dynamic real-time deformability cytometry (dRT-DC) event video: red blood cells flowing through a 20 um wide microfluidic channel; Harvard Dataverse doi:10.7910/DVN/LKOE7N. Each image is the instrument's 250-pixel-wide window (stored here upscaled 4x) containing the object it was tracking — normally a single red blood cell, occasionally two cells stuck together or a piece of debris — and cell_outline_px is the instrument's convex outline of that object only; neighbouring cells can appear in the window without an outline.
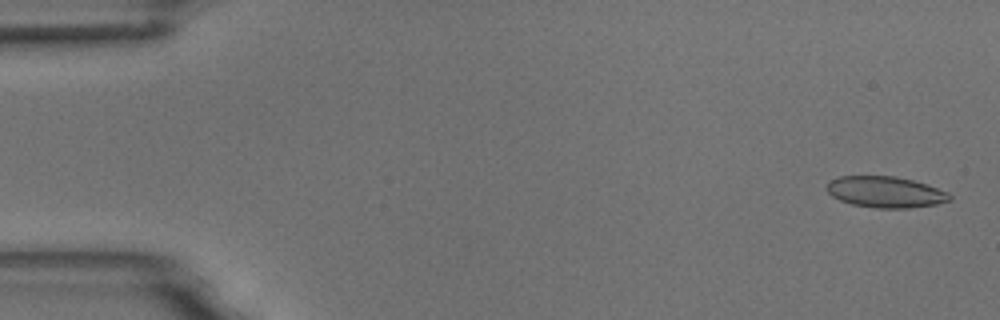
{"species": "common noctule bat (a hibernating species)", "species_latin": "Nyctalus noctula", "temperature_condition": "room temperature", "stored_images_in_passage": 55, "camera_frame_rate_fps": 3000, "um_per_image_px": 0.085, "animal": {"sex": "male", "body_mass_g": 18.8}, "frame": {"image": 1, "passage_image": 2, "time_ms": 0.333, "image_size_px": [1000, 320], "cell_outline_px": [[952, 200], [936, 204], [908, 208], [876, 208], [852, 204], [840, 200], [832, 196], [828, 192], [828, 184], [832, 180], [840, 176], [896, 176], [912, 180], [948, 192], [952, 196]], "centroid_in_image_um": [75.28, 16.33], "position_along_channel_um": 9.7, "area_um2": 22.08}}
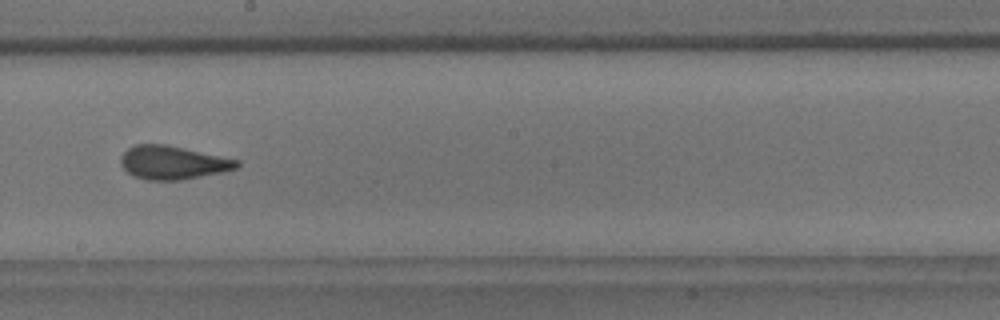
{"frame": {"image": 2, "passage_image": 31, "time_ms": 10.0, "image_size_px": [1000, 320], "cell_outline_px": [[240, 164], [236, 168], [220, 172], [180, 180], [148, 180], [132, 176], [120, 164], [120, 156], [128, 148], [136, 144], [164, 144], [184, 148], [240, 160]], "centroid_in_image_um": [14.65, 13.81], "position_along_channel_um": 233.6, "area_um2": 22.48}}
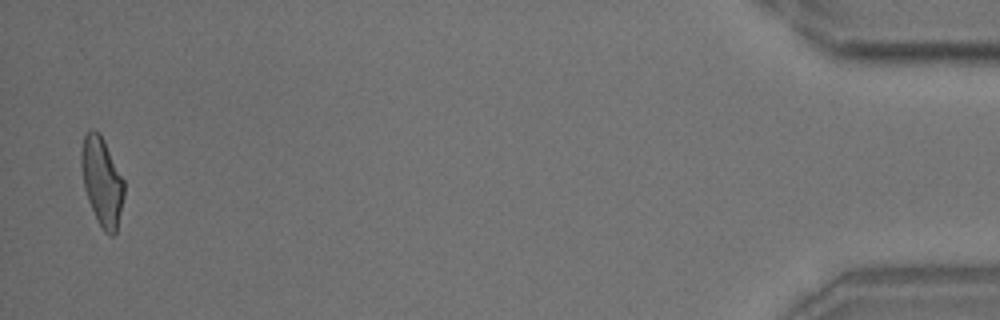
{"frame": {"image": 3, "passage_image": 54, "time_ms": 17.667, "image_size_px": [1000, 320], "cell_outline_px": [[124, 196], [116, 232], [112, 236], [104, 232], [96, 220], [88, 200], [84, 188], [80, 164], [80, 152], [84, 136], [92, 128], [100, 132], [124, 180]], "centroid_in_image_um": [8.65, 15.42], "position_along_channel_um": 426.6, "area_um2": 22.2}, "authors_computed_cell_mechanics": {"area_um2": 22.4842, "velocity_mm_per_s": 3.6717, "shape_relaxation_time_tau1_ms": 10.3185, "shape_relaxation_time_tau2_ms": 1.0325, "deformation_change_tau1": 0.2212, "deformation_change_tau2": 0.0975}}